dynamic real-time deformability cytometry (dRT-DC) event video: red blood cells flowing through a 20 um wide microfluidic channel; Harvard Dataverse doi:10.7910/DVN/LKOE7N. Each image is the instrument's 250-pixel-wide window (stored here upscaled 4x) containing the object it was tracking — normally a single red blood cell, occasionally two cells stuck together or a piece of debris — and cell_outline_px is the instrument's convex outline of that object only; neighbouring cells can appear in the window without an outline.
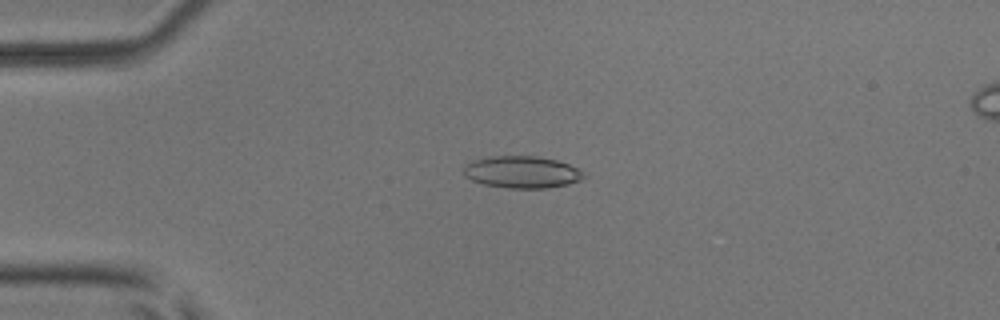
{"species": "common noctule bat (a hibernating species)", "species_latin": "Nyctalus noctula", "temperature_condition": "room temperature", "stored_images_in_passage": 54, "camera_frame_rate_fps": 3000, "um_per_image_px": 0.085, "animal": {"sex": "male", "body_mass_g": 17.9, "forearm_length_mm": 54.2}, "frame": {"image": 1, "passage_image": 14, "time_ms": 4.333, "image_size_px": [1000, 320], "cell_outline_px": [[584, 176], [580, 180], [568, 184], [548, 188], [508, 188], [484, 184], [472, 180], [464, 176], [464, 164], [488, 156], [536, 156], [556, 160], [580, 168], [584, 172]], "centroid_in_image_um": [44.37, 14.62], "position_along_channel_um": 40.6, "area_um2": 22.43}}
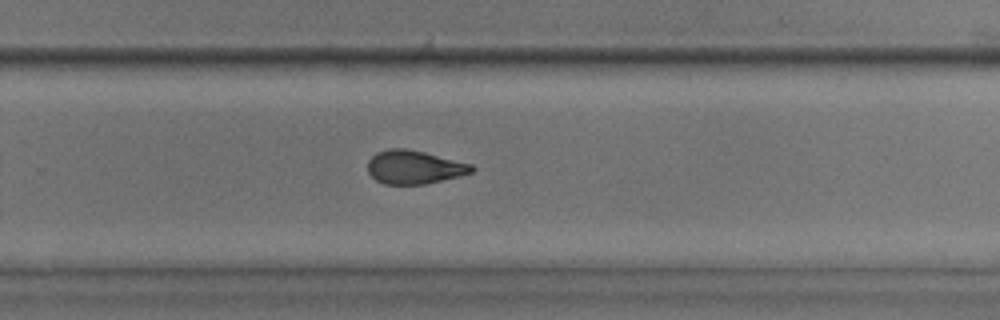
{"frame": {"image": 2, "passage_image": 36, "time_ms": 11.667, "image_size_px": [1000, 320], "cell_outline_px": [[476, 168], [472, 172], [460, 176], [424, 184], [384, 184], [376, 180], [368, 172], [368, 160], [376, 152], [388, 148], [404, 148], [424, 152], [472, 164]], "centroid_in_image_um": [35.2, 14.2], "position_along_channel_um": 294.6, "area_um2": 20.29}}
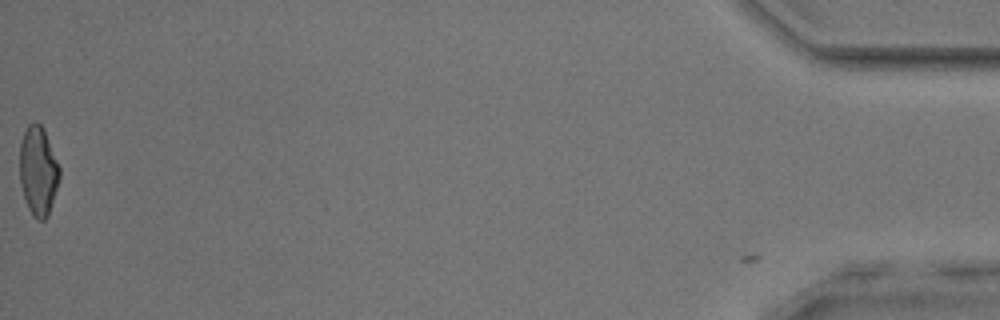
{"frame": {"image": 3, "passage_image": 54, "time_ms": 17.667, "image_size_px": [1000, 320], "cell_outline_px": [[60, 180], [48, 216], [44, 220], [36, 220], [32, 216], [28, 208], [20, 184], [20, 140], [28, 124], [36, 120], [44, 128], [60, 168]], "centroid_in_image_um": [3.25, 14.52], "position_along_channel_um": 431.9, "area_um2": 20.98}, "authors_computed_cell_mechanics": {"area_um2": 21.4149, "velocity_mm_per_s": 3.922, "shape_relaxation_time_tau1_ms": null, "shape_relaxation_time_tau2_ms": 1.6582, "deformation_change_tau1": null, "deformation_change_tau2": 0.0882}}